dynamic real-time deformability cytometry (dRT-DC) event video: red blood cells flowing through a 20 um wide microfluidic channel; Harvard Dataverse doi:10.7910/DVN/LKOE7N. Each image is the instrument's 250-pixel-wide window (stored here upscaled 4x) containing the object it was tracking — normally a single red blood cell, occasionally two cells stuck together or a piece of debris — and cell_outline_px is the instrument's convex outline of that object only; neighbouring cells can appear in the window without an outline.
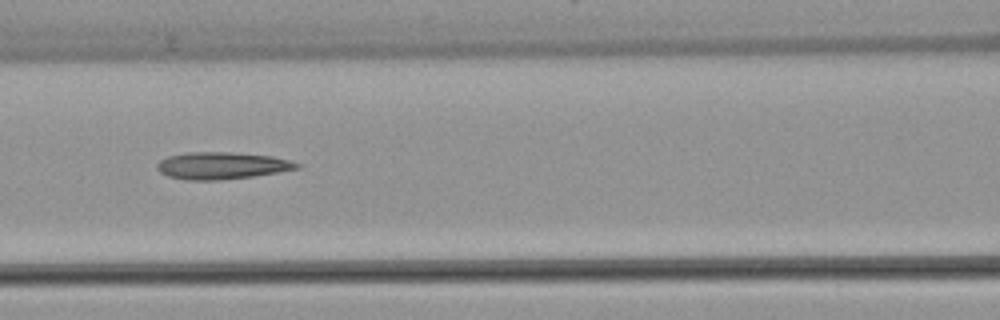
{"species": "common noctule bat (a hibernating species)", "species_latin": "Nyctalus noctula", "temperature_condition": "warm", "stored_images_in_passage": 7, "camera_frame_rate_fps": 3000, "um_per_image_px": 0.085, "animal": {"sex": "female", "body_mass_g": 22.7, "forearm_length_mm": 54.2}, "frame": {"image": 1, "passage_image": 5, "time_ms": 5.333, "image_size_px": [1000, 320], "cell_outline_px": [[300, 168], [252, 176], [216, 180], [188, 180], [168, 176], [160, 172], [156, 168], [156, 164], [160, 160], [168, 156], [184, 152], [232, 152], [272, 156], [288, 160], [300, 164]], "centroid_in_image_um": [18.8, 14.07], "position_along_channel_um": 147.8, "area_um2": 21.91}}
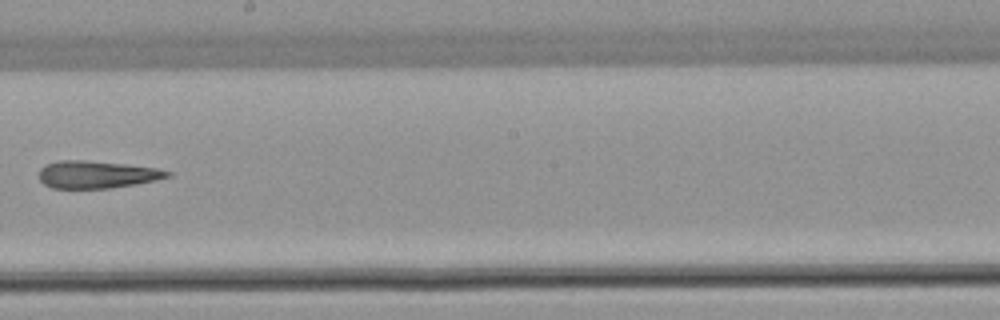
{"frame": {"image": 2, "passage_image": 7, "time_ms": 7.667, "image_size_px": [1000, 320], "cell_outline_px": [[172, 176], [156, 180], [136, 184], [108, 188], [52, 188], [44, 184], [40, 180], [40, 168], [44, 164], [60, 160], [84, 160], [128, 164], [156, 168], [172, 172]], "centroid_in_image_um": [8.24, 14.82], "position_along_channel_um": 240.0, "area_um2": 20.58}}